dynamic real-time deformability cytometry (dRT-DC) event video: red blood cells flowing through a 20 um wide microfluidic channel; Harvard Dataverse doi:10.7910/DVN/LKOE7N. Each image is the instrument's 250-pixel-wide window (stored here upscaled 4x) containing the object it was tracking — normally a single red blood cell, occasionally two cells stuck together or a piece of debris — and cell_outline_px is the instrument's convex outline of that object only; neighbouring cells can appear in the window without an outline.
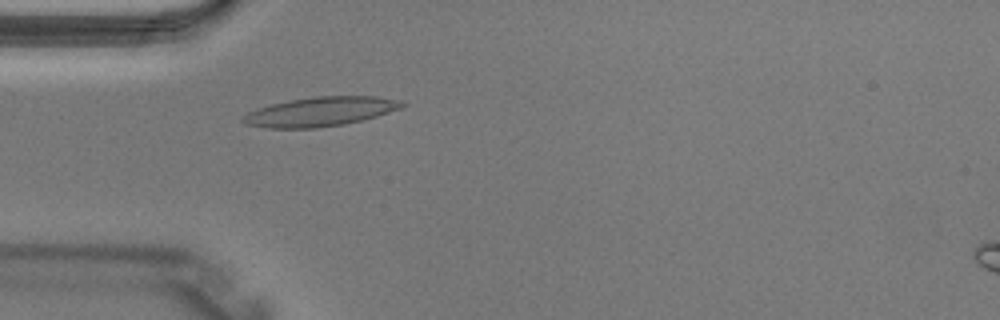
{"species": "Egyptian fruit bat (a non-hibernating species)", "species_latin": "Rousettus aegyptiacus", "temperature_condition": "warm", "stored_images_in_passage": 1, "camera_frame_rate_fps": 3000, "um_per_image_px": 0.085, "animal": {"sex": "male"}, "frame": {"image": 1, "passage_image": 1, "time_ms": 0.0, "image_size_px": [1000, 320], "cell_outline_px": [[408, 104], [400, 108], [376, 116], [344, 124], [316, 128], [268, 128], [244, 124], [240, 120], [240, 116], [256, 108], [288, 100], [316, 96], [376, 96], [404, 100]], "centroid_in_image_um": [27.2, 9.48], "position_along_channel_um": 57.8, "area_um2": 27.34}}